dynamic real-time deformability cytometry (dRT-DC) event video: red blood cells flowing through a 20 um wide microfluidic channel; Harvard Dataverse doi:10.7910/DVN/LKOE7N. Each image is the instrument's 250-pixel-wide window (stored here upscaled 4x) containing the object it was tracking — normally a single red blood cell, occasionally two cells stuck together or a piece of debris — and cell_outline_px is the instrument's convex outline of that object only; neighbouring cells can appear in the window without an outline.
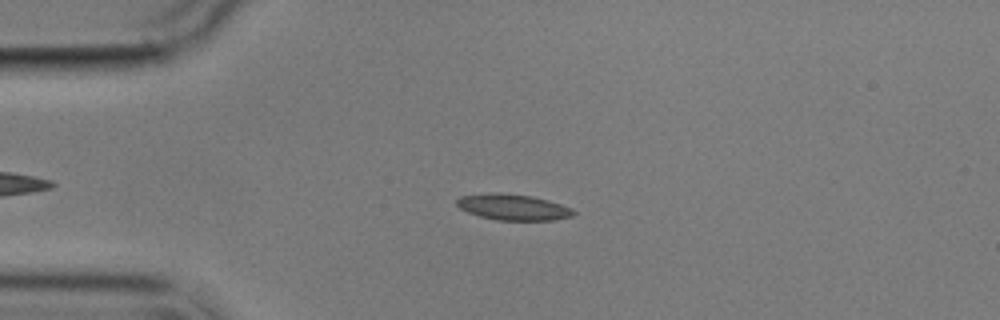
{"species": "common noctule bat (a hibernating species)", "species_latin": "Nyctalus noctula", "temperature_condition": "cold", "stored_images_in_passage": 3, "camera_frame_rate_fps": 3000, "um_per_image_px": 0.085, "animal": {"sex": "male", "body_mass_g": 17.9}, "frame": {"image": 1, "passage_image": 2, "time_ms": 2.0, "image_size_px": [1000, 320], "cell_outline_px": [[576, 212], [572, 216], [556, 220], [496, 220], [480, 216], [468, 212], [460, 208], [456, 204], [456, 200], [460, 196], [532, 196], [548, 200], [572, 208]], "centroid_in_image_um": [43.71, 17.67], "position_along_channel_um": 41.3, "area_um2": 16.59}}